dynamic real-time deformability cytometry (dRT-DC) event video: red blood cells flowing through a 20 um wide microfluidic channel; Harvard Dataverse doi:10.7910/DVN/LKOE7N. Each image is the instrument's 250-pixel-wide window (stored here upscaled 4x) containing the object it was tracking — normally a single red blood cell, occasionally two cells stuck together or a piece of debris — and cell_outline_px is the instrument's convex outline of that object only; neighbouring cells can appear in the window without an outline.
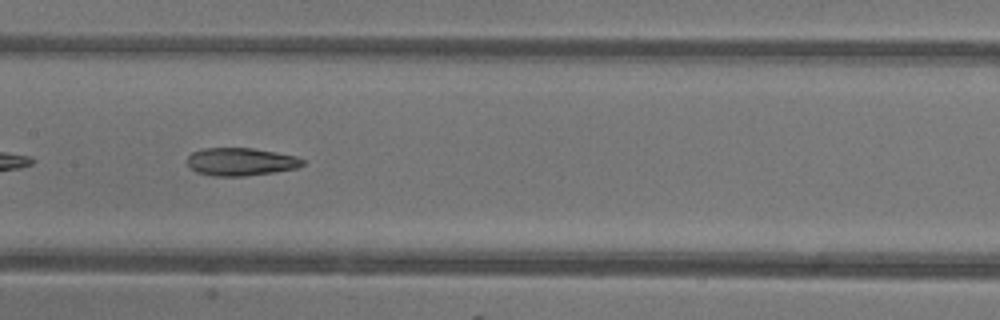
{"species": "common noctule bat (a hibernating species)", "species_latin": "Nyctalus noctula", "temperature_condition": "warm", "stored_images_in_passage": 34, "camera_frame_rate_fps": 3000, "um_per_image_px": 0.085, "animal": {"sex": "female"}, "frame": {"image": 1, "passage_image": 10, "time_ms": 3.0, "image_size_px": [1000, 320], "cell_outline_px": [[304, 164], [296, 168], [272, 172], [244, 176], [212, 176], [196, 172], [188, 164], [188, 156], [192, 152], [204, 148], [252, 148], [276, 152], [296, 156], [304, 160]], "centroid_in_image_um": [20.45, 13.74], "position_along_channel_um": 186.9, "area_um2": 18.61}, "authors_computed_cell_mechanics": {"area_um2": 19.7387, "velocity_mm_per_s": 4.314, "shape_relaxation_time_tau1_ms": null, "shape_relaxation_time_tau2_ms": 2.9735, "deformation_change_tau1": null, "deformation_change_tau2": 0.122}}